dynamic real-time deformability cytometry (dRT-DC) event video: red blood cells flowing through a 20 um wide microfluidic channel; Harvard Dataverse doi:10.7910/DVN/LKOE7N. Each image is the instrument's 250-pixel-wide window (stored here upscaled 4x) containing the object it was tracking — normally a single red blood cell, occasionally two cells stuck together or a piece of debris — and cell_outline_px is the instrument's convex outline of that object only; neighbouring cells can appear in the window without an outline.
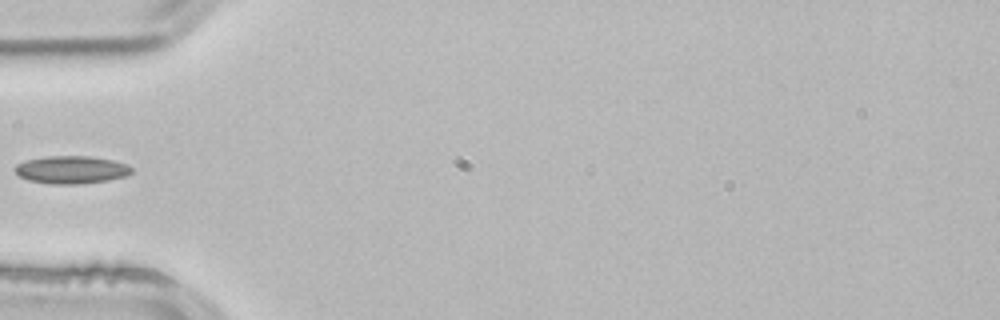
{"species": "common noctule bat (a hibernating species)", "species_latin": "Nyctalus noctula", "temperature_condition": "room temperature", "stored_images_in_passage": 2, "camera_frame_rate_fps": 3000, "um_per_image_px": 0.085, "animal": {"sex": "male", "body_mass_g": 21.5, "forearm_length_mm": 52.0}, "frame": {"image": 1, "passage_image": 2, "time_ms": 0.333, "image_size_px": [1000, 320], "cell_outline_px": [[132, 172], [128, 176], [108, 180], [80, 184], [52, 184], [28, 180], [20, 176], [12, 168], [16, 164], [24, 160], [48, 156], [88, 156], [112, 160], [128, 164], [132, 168]], "centroid_in_image_um": [6.06, 14.43], "position_along_channel_um": 78.9, "area_um2": 19.02}}